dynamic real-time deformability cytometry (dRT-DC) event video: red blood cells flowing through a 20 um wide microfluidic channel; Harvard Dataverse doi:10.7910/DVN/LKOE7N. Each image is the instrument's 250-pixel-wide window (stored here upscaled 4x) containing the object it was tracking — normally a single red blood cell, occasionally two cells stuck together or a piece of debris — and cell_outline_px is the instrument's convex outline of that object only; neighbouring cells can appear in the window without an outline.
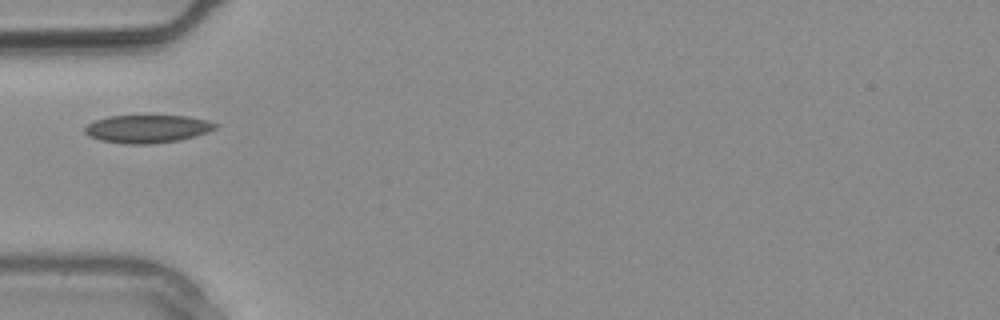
{"species": "common noctule bat (a hibernating species)", "species_latin": "Nyctalus noctula", "temperature_condition": "warm", "stored_images_in_passage": 1, "camera_frame_rate_fps": 3000, "um_per_image_px": 0.085, "animal": {"sex": "male", "body_mass_g": 20.4}, "frame": {"image": 1, "passage_image": 1, "time_ms": 0.0, "image_size_px": [1000, 320], "cell_outline_px": [[220, 124], [216, 128], [208, 132], [196, 136], [180, 140], [148, 144], [124, 144], [100, 140], [88, 136], [84, 132], [84, 128], [88, 124], [96, 120], [108, 116], [188, 116], [208, 120]], "centroid_in_image_um": [12.55, 10.95], "position_along_channel_um": 72.5, "area_um2": 21.39}}